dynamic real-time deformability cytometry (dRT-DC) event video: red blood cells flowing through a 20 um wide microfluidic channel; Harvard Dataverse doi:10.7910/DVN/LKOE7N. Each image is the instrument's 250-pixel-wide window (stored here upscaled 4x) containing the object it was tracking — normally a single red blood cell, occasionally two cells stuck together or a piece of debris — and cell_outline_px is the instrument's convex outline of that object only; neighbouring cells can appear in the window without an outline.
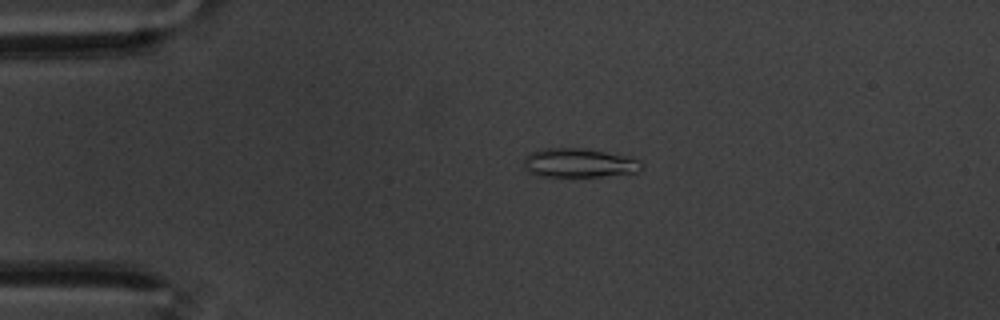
{"species": "common noctule bat (a hibernating species)", "species_latin": "Nyctalus noctula", "temperature_condition": "warm", "stored_images_in_passage": 59, "camera_frame_rate_fps": 3000, "um_per_image_px": 0.085, "animal": {"sex": "male", "body_mass_g": 20.1, "forearm_length_mm": 53.5}, "frame": {"image": 1, "passage_image": 13, "time_ms": 4.0, "image_size_px": [1000, 320], "cell_outline_px": [[644, 164], [636, 172], [604, 176], [536, 176], [528, 172], [524, 168], [524, 156], [528, 152], [544, 148], [580, 148], [632, 156], [640, 160]], "centroid_in_image_um": [49.19, 13.84], "position_along_channel_um": 35.8, "area_um2": 20.17}}
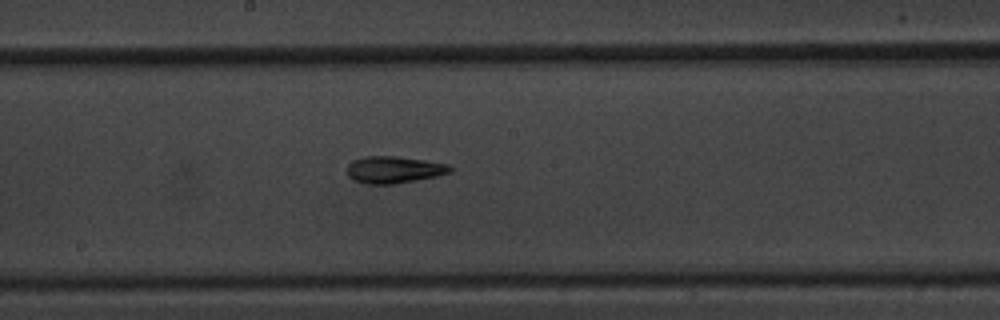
{"frame": {"image": 2, "passage_image": 32, "time_ms": 10.333, "image_size_px": [1000, 320], "cell_outline_px": [[452, 172], [436, 176], [396, 184], [368, 184], [352, 180], [348, 176], [348, 164], [352, 160], [364, 156], [396, 156], [424, 160], [448, 164], [452, 168]], "centroid_in_image_um": [33.47, 14.42], "position_along_channel_um": 214.7, "area_um2": 16.24}}
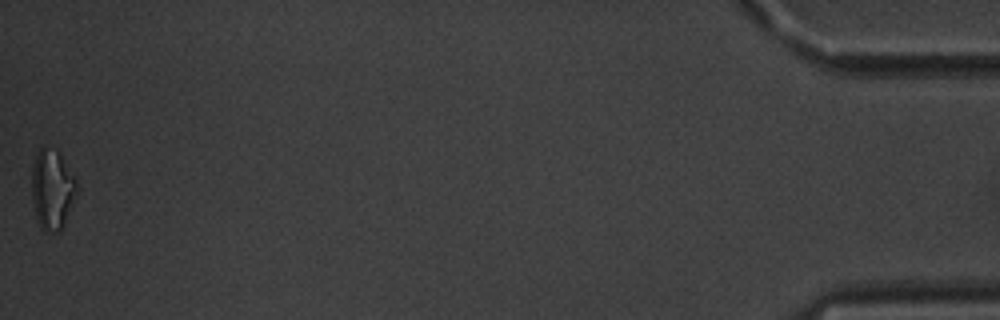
{"frame": {"image": 3, "passage_image": 59, "time_ms": 19.333, "image_size_px": [1000, 320], "cell_outline_px": [[80, 188], [64, 224], [60, 232], [44, 232], [40, 228], [36, 220], [32, 200], [32, 168], [36, 156], [40, 148], [44, 148], [56, 152], [60, 156], [76, 180]], "centroid_in_image_um": [4.44, 16.2], "position_along_channel_um": 430.8, "area_um2": 20.87}, "authors_computed_cell_mechanics": {"area_um2": 16.6464, "velocity_mm_per_s": 3.4395, "shape_relaxation_time_tau1_ms": null, "shape_relaxation_time_tau2_ms": 3.2039, "deformation_change_tau1": null, "deformation_change_tau2": 0.1229}}